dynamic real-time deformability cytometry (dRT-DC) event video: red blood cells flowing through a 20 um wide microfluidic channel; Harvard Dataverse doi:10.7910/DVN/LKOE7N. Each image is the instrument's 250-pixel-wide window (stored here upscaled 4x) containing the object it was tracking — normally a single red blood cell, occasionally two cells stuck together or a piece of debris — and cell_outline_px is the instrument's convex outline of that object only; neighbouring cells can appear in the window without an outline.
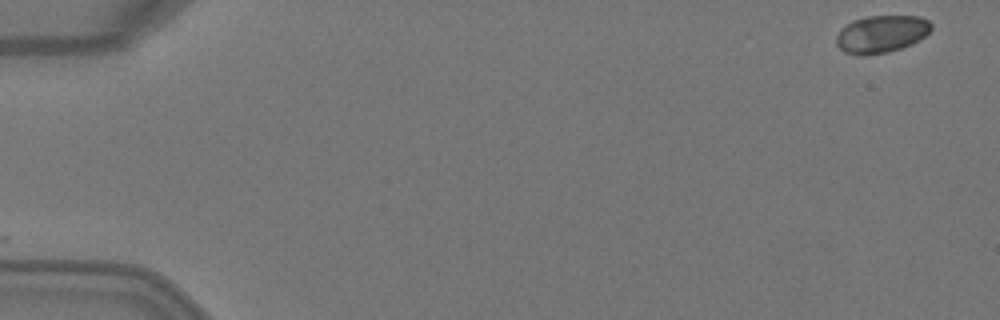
{"species": "Egyptian fruit bat (a non-hibernating species)", "species_latin": "Rousettus aegyptiacus", "temperature_condition": "warm", "stored_images_in_passage": 6, "camera_frame_rate_fps": 3000, "um_per_image_px": 0.085, "animal": {"sex": "female"}, "frame": {"image": 1, "passage_image": 1, "time_ms": 0.0, "image_size_px": [1000, 320], "cell_outline_px": [[932, 28], [924, 36], [912, 44], [888, 52], [860, 56], [844, 52], [836, 44], [836, 36], [840, 28], [852, 20], [868, 16], [920, 16], [928, 20], [932, 24]], "centroid_in_image_um": [74.89, 2.89], "position_along_channel_um": 10.1, "area_um2": 20.81}}
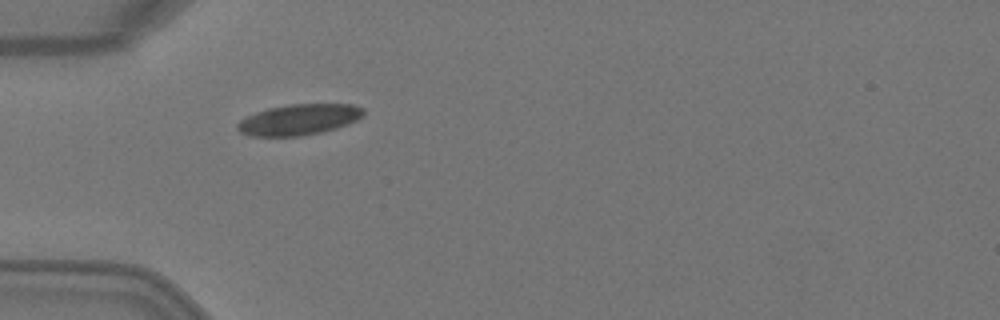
{"frame": {"image": 2, "passage_image": 5, "time_ms": 1.333, "image_size_px": [1000, 320], "cell_outline_px": [[364, 116], [348, 124], [336, 128], [320, 132], [300, 136], [248, 136], [240, 132], [236, 128], [236, 124], [244, 116], [268, 108], [288, 104], [352, 104], [364, 108]], "centroid_in_image_um": [25.38, 10.16], "position_along_channel_um": 59.6, "area_um2": 22.83}}